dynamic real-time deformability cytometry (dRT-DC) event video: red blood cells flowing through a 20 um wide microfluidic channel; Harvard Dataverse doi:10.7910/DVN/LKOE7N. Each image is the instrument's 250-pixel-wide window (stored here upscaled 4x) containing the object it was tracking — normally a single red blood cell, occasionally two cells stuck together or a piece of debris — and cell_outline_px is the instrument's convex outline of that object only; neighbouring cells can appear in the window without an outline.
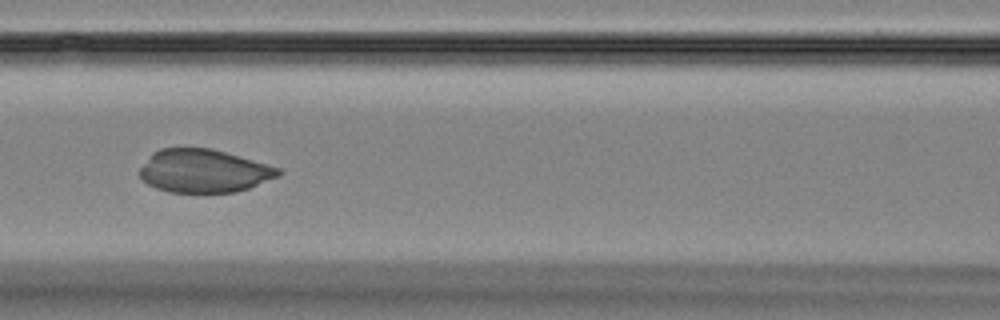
{"species": "Egyptian fruit bat (a non-hibernating species)", "species_latin": "Rousettus aegyptiacus", "temperature_condition": "room temperature", "stored_images_in_passage": 7, "camera_frame_rate_fps": 3000, "um_per_image_px": 0.085, "animal": {"sex": "female"}, "frame": {"image": 1, "passage_image": 4, "time_ms": 3.333, "image_size_px": [1000, 320], "cell_outline_px": [[284, 172], [280, 176], [248, 188], [236, 192], [168, 192], [156, 188], [148, 184], [140, 176], [140, 168], [152, 152], [160, 148], [212, 148], [280, 168]], "centroid_in_image_um": [17.33, 14.53], "position_along_channel_um": 149.3, "area_um2": 34.85}}
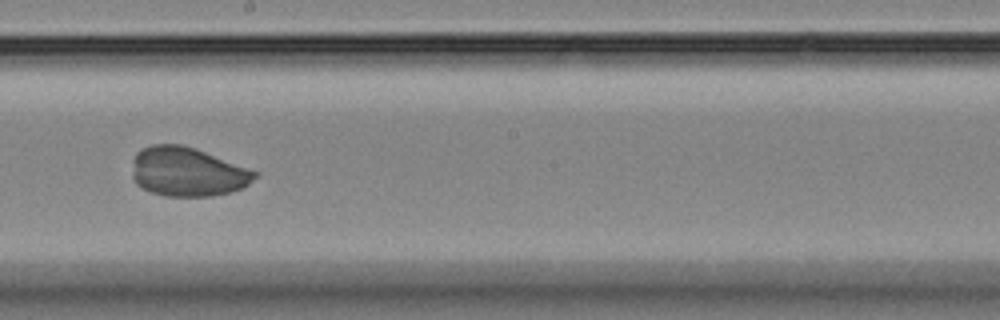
{"frame": {"image": 2, "passage_image": 6, "time_ms": 5.667, "image_size_px": [1000, 320], "cell_outline_px": [[260, 172], [244, 188], [232, 192], [212, 196], [164, 196], [152, 192], [136, 184], [132, 180], [132, 176], [136, 152], [152, 144], [180, 144], [204, 152]], "centroid_in_image_um": [15.94, 14.62], "position_along_channel_um": 232.3, "area_um2": 34.91}}
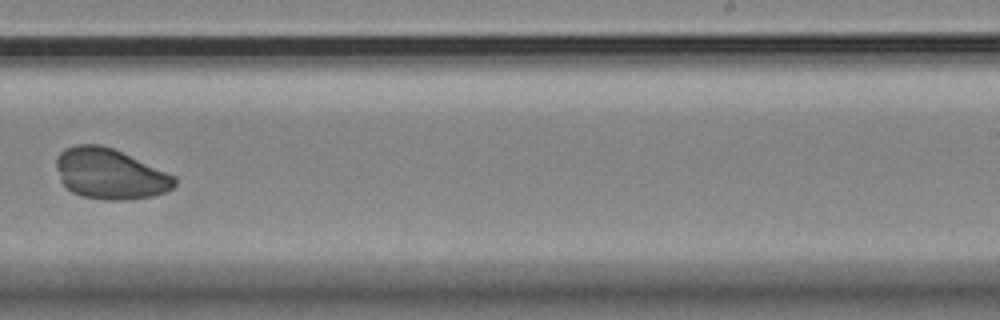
{"frame": {"image": 3, "passage_image": 7, "time_ms": 7.0, "image_size_px": [1000, 320], "cell_outline_px": [[176, 184], [168, 192], [152, 196], [124, 200], [100, 200], [80, 196], [72, 192], [60, 180], [56, 168], [56, 156], [64, 148], [76, 144], [100, 144], [112, 148], [176, 176]], "centroid_in_image_um": [9.33, 14.78], "position_along_channel_um": 279.7, "area_um2": 35.03}}